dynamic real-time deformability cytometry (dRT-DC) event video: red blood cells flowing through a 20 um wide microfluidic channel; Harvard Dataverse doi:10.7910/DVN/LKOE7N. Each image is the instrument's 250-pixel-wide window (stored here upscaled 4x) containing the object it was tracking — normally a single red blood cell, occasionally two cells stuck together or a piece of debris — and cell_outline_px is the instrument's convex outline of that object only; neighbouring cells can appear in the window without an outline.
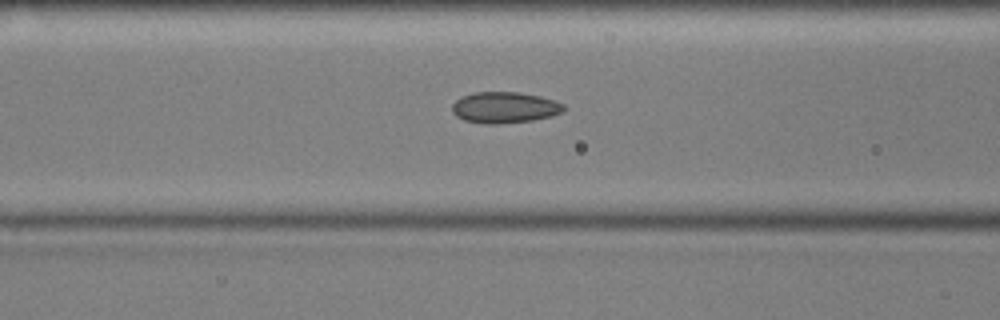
{"species": "common noctule bat (a hibernating species)", "species_latin": "Nyctalus noctula", "temperature_condition": "cold", "stored_images_in_passage": 53, "camera_frame_rate_fps": 3000, "um_per_image_px": 0.085, "animal": {"sex": "male", "body_mass_g": 17.9, "forearm_length_mm": 54.2}, "frame": {"image": 1, "passage_image": 19, "time_ms": 6.0, "image_size_px": [1000, 320], "cell_outline_px": [[564, 112], [552, 116], [532, 120], [496, 124], [488, 124], [464, 120], [456, 116], [452, 112], [452, 104], [456, 100], [464, 96], [476, 92], [520, 92], [540, 96], [556, 100], [564, 104]], "centroid_in_image_um": [42.92, 9.13], "position_along_channel_um": 123.7, "area_um2": 20.29}}
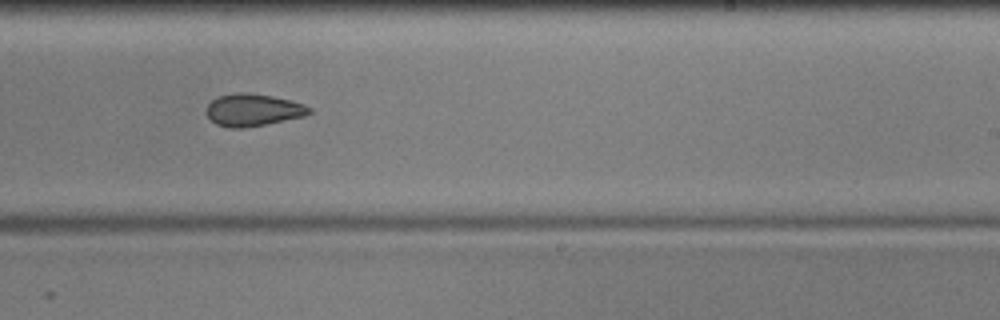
{"frame": {"image": 2, "passage_image": 31, "time_ms": 10.0, "image_size_px": [1000, 320], "cell_outline_px": [[312, 112], [304, 116], [264, 124], [240, 128], [228, 128], [216, 124], [208, 116], [208, 104], [216, 96], [236, 92], [248, 92], [272, 96], [292, 100], [304, 104], [312, 108]], "centroid_in_image_um": [21.52, 9.33], "position_along_channel_um": 267.5, "area_um2": 19.31}}
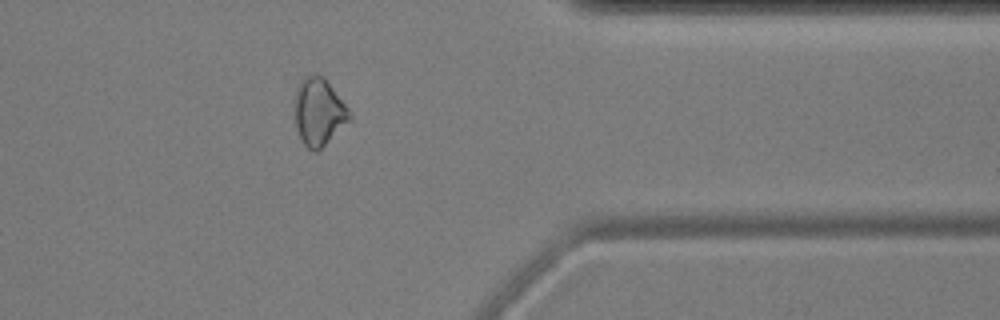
{"frame": {"image": 3, "passage_image": 42, "time_ms": 13.667, "image_size_px": [1000, 320], "cell_outline_px": [[352, 116], [316, 152], [312, 152], [304, 144], [296, 128], [292, 108], [292, 104], [296, 88], [300, 80], [304, 76], [312, 72], [316, 72], [324, 76], [348, 108]], "centroid_in_image_um": [27.02, 9.42], "position_along_channel_um": 384.4, "area_um2": 21.79}, "authors_computed_cell_mechanics": {"area_um2": 20.23, "velocity_mm_per_s": 3.5914, "shape_relaxation_time_tau1_ms": 5.6603, "shape_relaxation_time_tau2_ms": 4.0911, "deformation_change_tau1": 0.0975, "deformation_change_tau2": 0.0968}}